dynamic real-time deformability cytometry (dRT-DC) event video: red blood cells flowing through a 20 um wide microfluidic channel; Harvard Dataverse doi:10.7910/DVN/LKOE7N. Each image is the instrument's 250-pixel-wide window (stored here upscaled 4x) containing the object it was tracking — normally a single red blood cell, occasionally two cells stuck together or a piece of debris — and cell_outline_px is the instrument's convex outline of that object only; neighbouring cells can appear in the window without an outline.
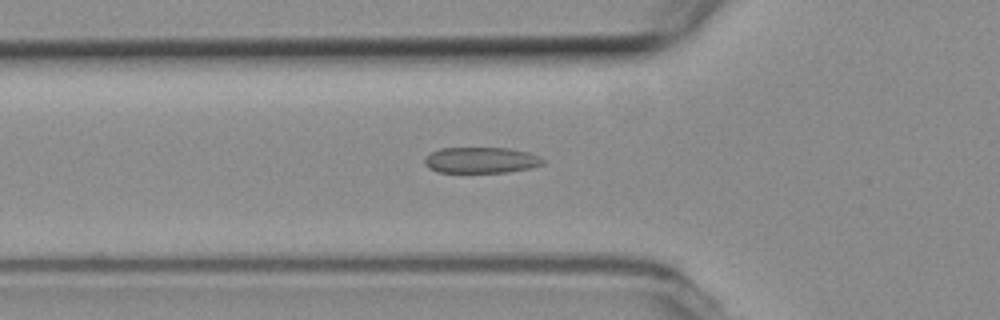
{"species": "common noctule bat (a hibernating species)", "species_latin": "Nyctalus noctula", "temperature_condition": "room temperature", "stored_images_in_passage": 40, "camera_frame_rate_fps": 3000, "um_per_image_px": 0.085, "animal": {"sex": "female", "body_mass_g": 19.3, "forearm_length_mm": 54.1}, "frame": {"image": 1, "passage_image": 3, "time_ms": 0.667, "image_size_px": [1000, 320], "cell_outline_px": [[544, 164], [528, 168], [508, 172], [440, 172], [428, 168], [424, 164], [424, 160], [432, 152], [440, 148], [508, 148], [528, 152], [544, 160]], "centroid_in_image_um": [40.87, 13.61], "position_along_channel_um": 84.9, "area_um2": 17.69}}
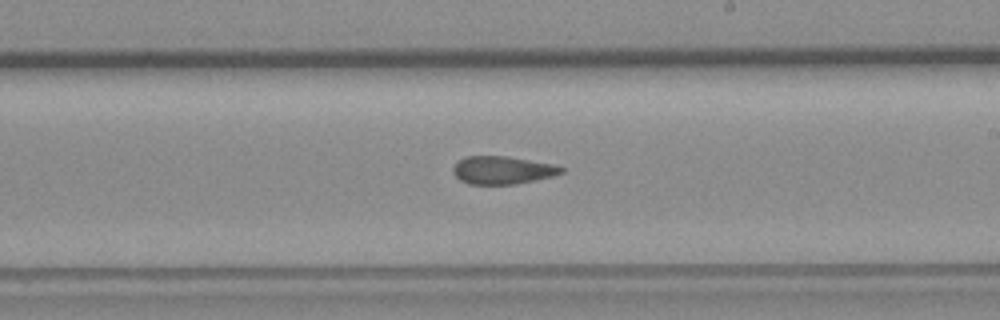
{"frame": {"image": 2, "passage_image": 16, "time_ms": 5.0, "image_size_px": [1000, 320], "cell_outline_px": [[564, 172], [552, 176], [536, 180], [516, 184], [468, 184], [460, 180], [452, 172], [452, 168], [460, 160], [468, 156], [504, 156], [556, 164], [564, 168]], "centroid_in_image_um": [42.73, 14.47], "position_along_channel_um": 246.3, "area_um2": 17.57}}
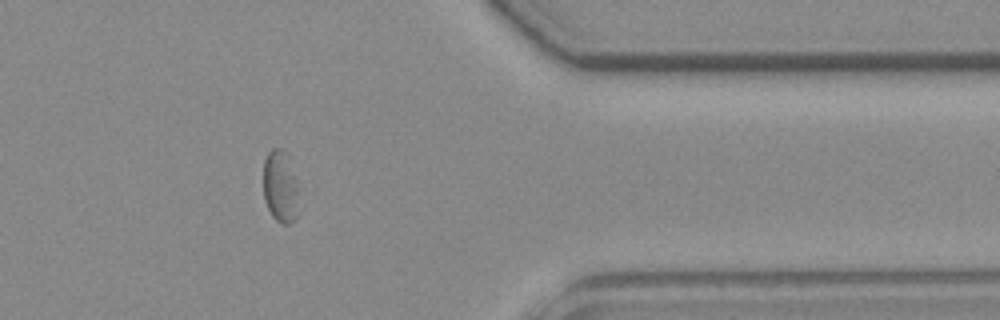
{"frame": {"image": 3, "passage_image": 29, "time_ms": 9.333, "image_size_px": [1000, 320], "cell_outline_px": [[300, 212], [288, 224], [284, 224], [276, 220], [272, 216], [264, 200], [264, 160], [268, 152], [272, 148], [284, 148], [288, 152], [300, 180]], "centroid_in_image_um": [23.92, 15.81], "position_along_channel_um": 387.5, "area_um2": 16.13}, "authors_computed_cell_mechanics": {"area_um2": 18.207, "velocity_mm_per_s": 3.7126, "shape_relaxation_time_tau1_ms": null, "shape_relaxation_time_tau2_ms": 1.8951, "deformation_change_tau1": null, "deformation_change_tau2": 0.1}}